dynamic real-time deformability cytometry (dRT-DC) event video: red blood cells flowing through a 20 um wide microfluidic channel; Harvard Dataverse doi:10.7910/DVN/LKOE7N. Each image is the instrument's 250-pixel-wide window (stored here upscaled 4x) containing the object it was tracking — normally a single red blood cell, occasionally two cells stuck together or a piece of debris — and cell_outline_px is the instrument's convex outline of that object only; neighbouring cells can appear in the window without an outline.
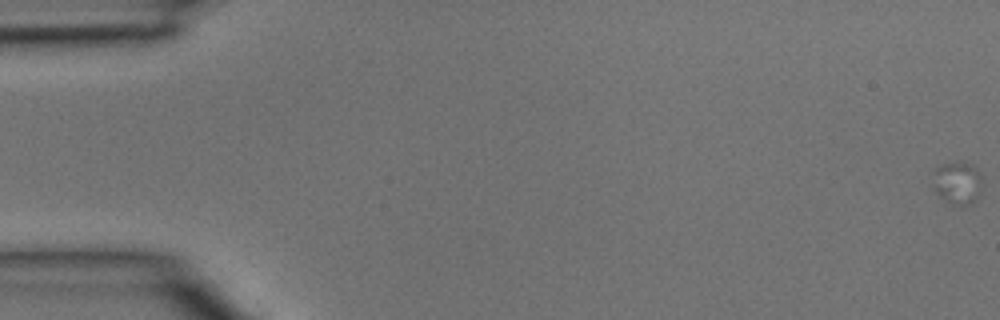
{"species": "common noctule bat (a hibernating species)", "species_latin": "Nyctalus noctula", "temperature_condition": "room temperature", "stored_images_in_passage": 6, "camera_frame_rate_fps": 3000, "um_per_image_px": 0.085, "animal": {"sex": "male", "body_mass_g": 15.6}, "frame": {"image": 1, "passage_image": 1, "time_ms": 0.0, "image_size_px": [1000, 320], "cell_outline_px": [[980, 192], [976, 200], [964, 208], [952, 204], [936, 196], [932, 188], [932, 172], [936, 168], [944, 164], [956, 160], [972, 164], [980, 172]], "centroid_in_image_um": [81.33, 15.56], "position_along_channel_um": 3.7, "area_um2": 12.89}}
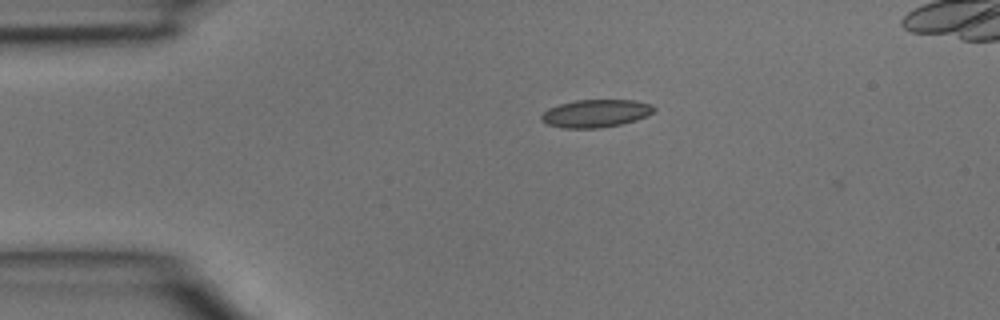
{"frame": {"image": 2, "passage_image": 6, "time_ms": 1.667, "image_size_px": [1000, 320], "cell_outline_px": [[656, 108], [648, 116], [636, 120], [620, 124], [600, 128], [564, 128], [548, 124], [540, 120], [540, 116], [548, 108], [560, 104], [576, 100], [636, 100], [652, 104]], "centroid_in_image_um": [50.65, 9.63], "position_along_channel_um": 34.3, "area_um2": 18.26}}